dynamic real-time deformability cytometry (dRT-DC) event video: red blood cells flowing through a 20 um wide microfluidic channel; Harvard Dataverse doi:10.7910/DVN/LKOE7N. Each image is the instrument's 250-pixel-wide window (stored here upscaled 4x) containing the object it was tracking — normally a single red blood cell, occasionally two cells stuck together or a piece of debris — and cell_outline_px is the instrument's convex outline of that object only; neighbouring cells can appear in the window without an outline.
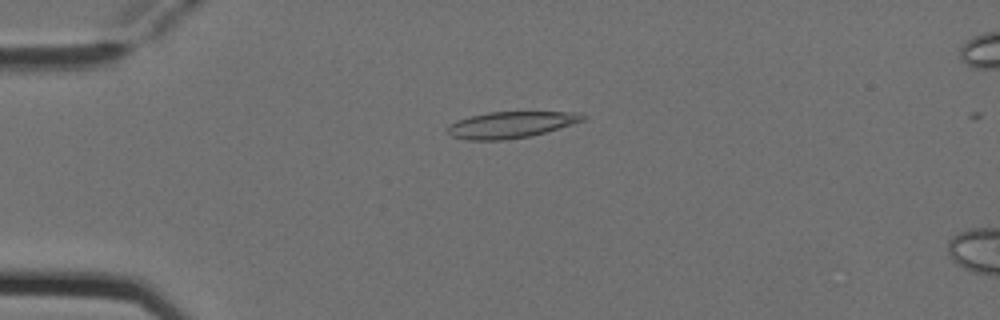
{"species": "Egyptian fruit bat (a non-hibernating species)", "species_latin": "Rousettus aegyptiacus", "temperature_condition": "cold", "stored_images_in_passage": 4, "camera_frame_rate_fps": 3000, "um_per_image_px": 0.085, "animal": {"sex": "female"}, "frame": {"image": 1, "passage_image": 3, "time_ms": 0.667, "image_size_px": [1000, 320], "cell_outline_px": [[588, 116], [584, 120], [572, 124], [532, 136], [504, 140], [468, 140], [452, 136], [448, 132], [448, 124], [456, 120], [468, 116], [488, 112], [576, 112]], "centroid_in_image_um": [43.4, 10.6], "position_along_channel_um": 41.6, "area_um2": 20.87}}